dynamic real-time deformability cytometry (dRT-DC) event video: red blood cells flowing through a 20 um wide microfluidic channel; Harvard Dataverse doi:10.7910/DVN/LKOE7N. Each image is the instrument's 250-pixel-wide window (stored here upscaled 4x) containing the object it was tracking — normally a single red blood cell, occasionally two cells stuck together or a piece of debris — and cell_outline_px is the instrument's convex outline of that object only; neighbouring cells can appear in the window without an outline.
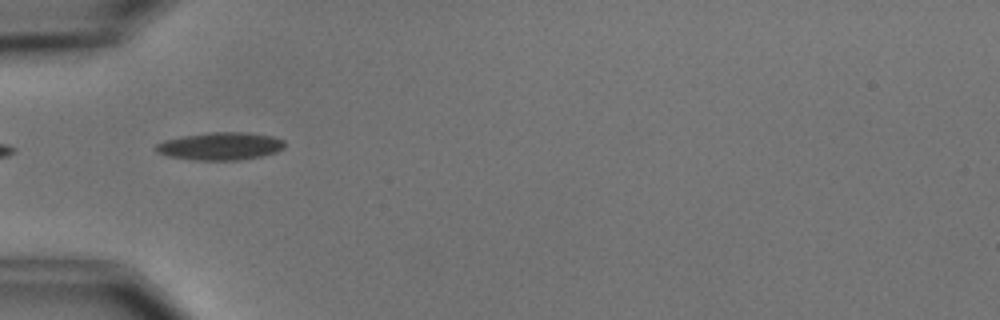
{"species": "common noctule bat (a hibernating species)", "species_latin": "Nyctalus noctula", "temperature_condition": "cold", "stored_images_in_passage": 7, "camera_frame_rate_fps": 3000, "um_per_image_px": 0.085, "animal": {"sex": "male", "body_mass_g": 15.6}, "frame": {"image": 1, "passage_image": 5, "time_ms": 5.667, "image_size_px": [1000, 320], "cell_outline_px": [[284, 148], [276, 152], [260, 156], [240, 160], [196, 160], [168, 156], [156, 152], [156, 144], [164, 140], [184, 136], [208, 132], [248, 132], [272, 136], [284, 140]], "centroid_in_image_um": [18.74, 12.42], "position_along_channel_um": 66.3, "area_um2": 20.75}}
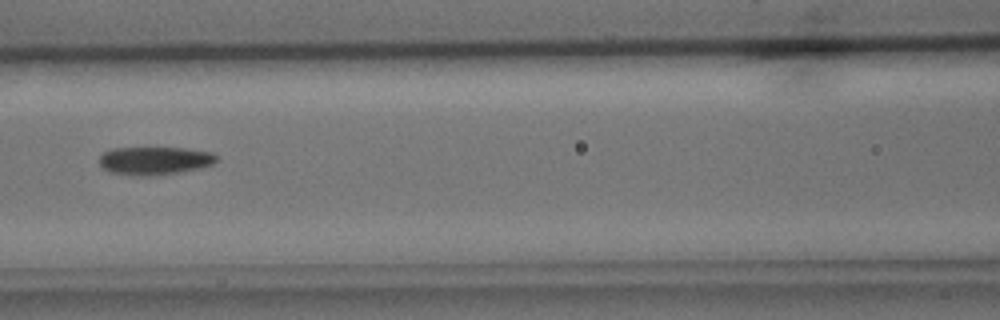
{"frame": {"image": 2, "passage_image": 7, "time_ms": 8.0, "image_size_px": [1000, 320], "cell_outline_px": [[216, 160], [212, 164], [200, 168], [180, 172], [148, 176], [132, 176], [112, 172], [104, 168], [100, 164], [100, 156], [104, 152], [112, 148], [184, 148], [212, 152], [216, 156]], "centroid_in_image_um": [13.14, 13.66], "position_along_channel_um": 153.5, "area_um2": 19.07}}